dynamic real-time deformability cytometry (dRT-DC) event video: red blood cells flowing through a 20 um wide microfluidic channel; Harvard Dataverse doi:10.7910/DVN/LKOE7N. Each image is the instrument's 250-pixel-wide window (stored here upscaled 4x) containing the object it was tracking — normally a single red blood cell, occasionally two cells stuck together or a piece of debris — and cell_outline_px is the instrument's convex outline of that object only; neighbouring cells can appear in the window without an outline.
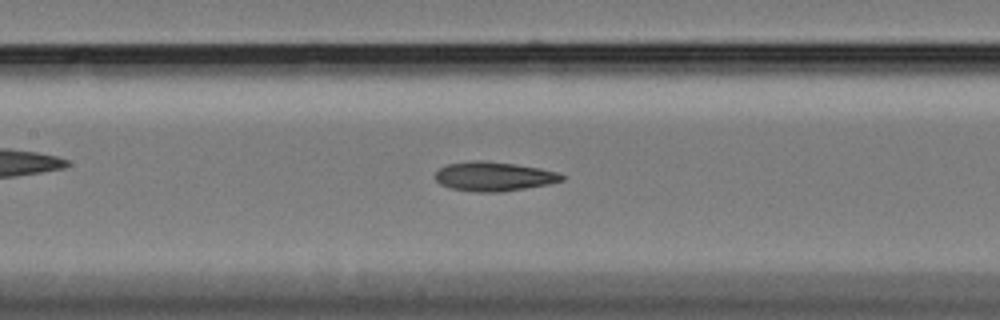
{"species": "Egyptian fruit bat (a non-hibernating species)", "species_latin": "Rousettus aegyptiacus", "temperature_condition": "cold", "stored_images_in_passage": 52, "camera_frame_rate_fps": 3000, "um_per_image_px": 0.085, "animal": {"sex": "female"}, "frame": {"image": 1, "passage_image": 27, "time_ms": 8.667, "image_size_px": [1000, 320], "cell_outline_px": [[568, 176], [564, 180], [548, 184], [500, 192], [476, 192], [452, 188], [440, 184], [436, 180], [436, 172], [440, 168], [448, 164], [472, 160], [480, 160], [512, 164], [540, 168], [556, 172]], "centroid_in_image_um": [41.99, 15.0], "position_along_channel_um": 165.4, "area_um2": 21.39}}
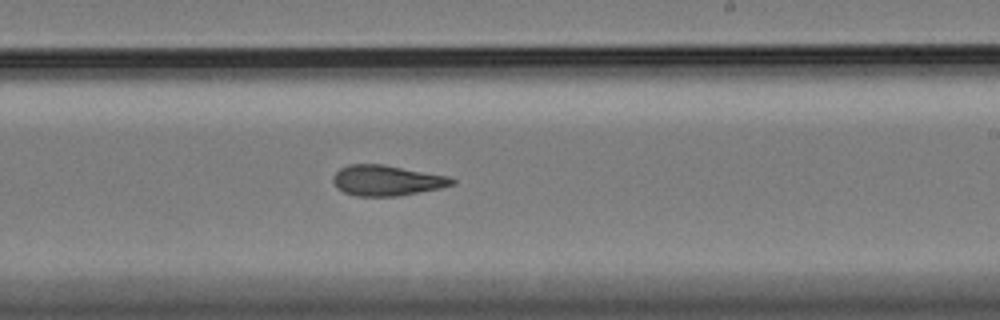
{"frame": {"image": 2, "passage_image": 35, "time_ms": 11.333, "image_size_px": [1000, 320], "cell_outline_px": [[456, 184], [440, 188], [396, 196], [356, 196], [344, 192], [336, 188], [332, 180], [332, 176], [340, 168], [348, 164], [384, 164], [448, 176], [456, 180]], "centroid_in_image_um": [32.85, 15.33], "position_along_channel_um": 256.2, "area_um2": 21.21}}
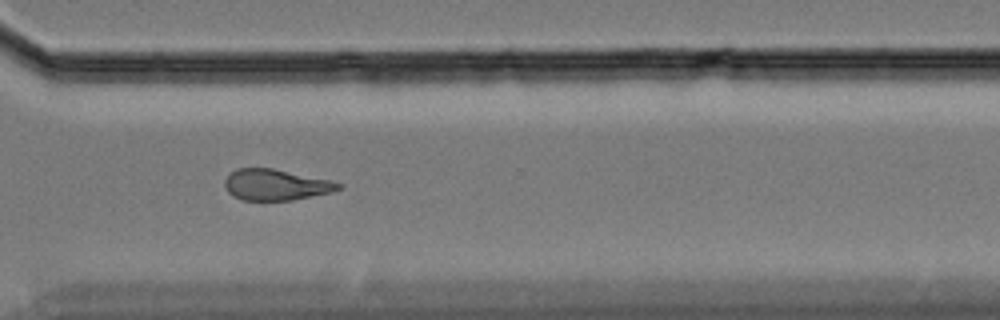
{"frame": {"image": 3, "passage_image": 43, "time_ms": 14.0, "image_size_px": [1000, 320], "cell_outline_px": [[344, 188], [332, 192], [292, 200], [244, 200], [228, 192], [224, 184], [224, 180], [236, 168], [272, 168], [332, 180], [344, 184]], "centroid_in_image_um": [23.51, 15.7], "position_along_channel_um": 347.1, "area_um2": 20.58}, "authors_computed_cell_mechanics": {"area_um2": 21.5016, "velocity_mm_per_s": 3.4164, "shape_relaxation_time_tau1_ms": 10.5718, "shape_relaxation_time_tau2_ms": 5.0321, "deformation_change_tau1": 0.1923, "deformation_change_tau2": 0.1433}}